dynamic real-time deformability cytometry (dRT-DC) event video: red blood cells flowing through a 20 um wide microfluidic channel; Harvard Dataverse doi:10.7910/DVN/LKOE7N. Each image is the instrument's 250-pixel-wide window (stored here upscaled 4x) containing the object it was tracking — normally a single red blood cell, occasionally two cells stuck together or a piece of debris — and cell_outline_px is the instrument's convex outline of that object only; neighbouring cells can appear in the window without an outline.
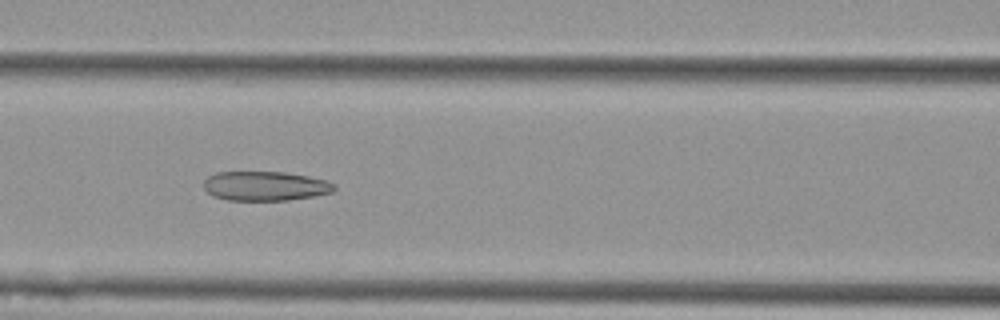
{"species": "Egyptian fruit bat (a non-hibernating species)", "species_latin": "Rousettus aegyptiacus", "temperature_condition": "cold", "stored_images_in_passage": 10, "camera_frame_rate_fps": 3000, "um_per_image_px": 0.085, "animal": {"sex": "female"}, "frame": {"image": 1, "passage_image": 7, "time_ms": 2.0, "image_size_px": [1000, 320], "cell_outline_px": [[336, 188], [332, 192], [312, 196], [288, 200], [228, 200], [212, 196], [204, 188], [204, 180], [208, 176], [216, 172], [284, 172], [308, 176], [328, 180], [336, 184]], "centroid_in_image_um": [22.55, 15.8], "position_along_channel_um": 144.1, "area_um2": 22.43}}
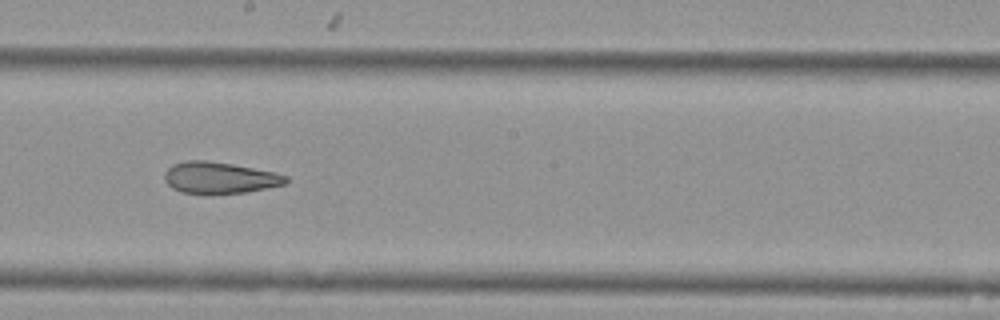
{"frame": {"image": 2, "passage_image": 9, "time_ms": 2.667, "image_size_px": [1000, 320], "cell_outline_px": [[288, 184], [248, 192], [208, 196], [180, 192], [172, 188], [164, 180], [164, 172], [172, 164], [184, 160], [208, 160], [232, 164], [276, 172], [288, 176]], "centroid_in_image_um": [18.66, 15.14], "position_along_channel_um": 229.5, "area_um2": 23.18}}